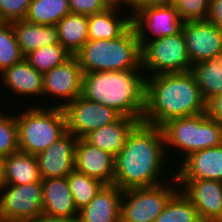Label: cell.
Segmentation results:
<instances>
[{
    "mask_svg": "<svg viewBox=\"0 0 222 222\" xmlns=\"http://www.w3.org/2000/svg\"><path fill=\"white\" fill-rule=\"evenodd\" d=\"M182 33L191 64L222 55V30L208 20L186 21Z\"/></svg>",
    "mask_w": 222,
    "mask_h": 222,
    "instance_id": "7c38bea8",
    "label": "cell"
},
{
    "mask_svg": "<svg viewBox=\"0 0 222 222\" xmlns=\"http://www.w3.org/2000/svg\"><path fill=\"white\" fill-rule=\"evenodd\" d=\"M74 56L83 73L142 69L141 44L132 25L118 38L88 40Z\"/></svg>",
    "mask_w": 222,
    "mask_h": 222,
    "instance_id": "277c9868",
    "label": "cell"
},
{
    "mask_svg": "<svg viewBox=\"0 0 222 222\" xmlns=\"http://www.w3.org/2000/svg\"><path fill=\"white\" fill-rule=\"evenodd\" d=\"M71 13L93 15L109 8L105 0H69Z\"/></svg>",
    "mask_w": 222,
    "mask_h": 222,
    "instance_id": "e575fe53",
    "label": "cell"
},
{
    "mask_svg": "<svg viewBox=\"0 0 222 222\" xmlns=\"http://www.w3.org/2000/svg\"><path fill=\"white\" fill-rule=\"evenodd\" d=\"M142 70L149 76L191 71L186 42L182 30L171 36L146 42L141 47Z\"/></svg>",
    "mask_w": 222,
    "mask_h": 222,
    "instance_id": "ba28073f",
    "label": "cell"
},
{
    "mask_svg": "<svg viewBox=\"0 0 222 222\" xmlns=\"http://www.w3.org/2000/svg\"><path fill=\"white\" fill-rule=\"evenodd\" d=\"M167 159L161 127L140 122L115 156L113 184L121 190L162 184L169 180L161 177Z\"/></svg>",
    "mask_w": 222,
    "mask_h": 222,
    "instance_id": "6da1fadb",
    "label": "cell"
},
{
    "mask_svg": "<svg viewBox=\"0 0 222 222\" xmlns=\"http://www.w3.org/2000/svg\"><path fill=\"white\" fill-rule=\"evenodd\" d=\"M146 77L145 111L142 122L161 127L167 121L205 113L203 98L191 71Z\"/></svg>",
    "mask_w": 222,
    "mask_h": 222,
    "instance_id": "7a4b0ae2",
    "label": "cell"
},
{
    "mask_svg": "<svg viewBox=\"0 0 222 222\" xmlns=\"http://www.w3.org/2000/svg\"><path fill=\"white\" fill-rule=\"evenodd\" d=\"M123 190L104 185L93 200L78 212V222H120Z\"/></svg>",
    "mask_w": 222,
    "mask_h": 222,
    "instance_id": "ac0fdd59",
    "label": "cell"
},
{
    "mask_svg": "<svg viewBox=\"0 0 222 222\" xmlns=\"http://www.w3.org/2000/svg\"><path fill=\"white\" fill-rule=\"evenodd\" d=\"M142 73V69L83 73L81 96L142 122L146 93Z\"/></svg>",
    "mask_w": 222,
    "mask_h": 222,
    "instance_id": "3957f363",
    "label": "cell"
},
{
    "mask_svg": "<svg viewBox=\"0 0 222 222\" xmlns=\"http://www.w3.org/2000/svg\"><path fill=\"white\" fill-rule=\"evenodd\" d=\"M43 214L42 181L25 185H3L0 190V220L29 222Z\"/></svg>",
    "mask_w": 222,
    "mask_h": 222,
    "instance_id": "9c48e42d",
    "label": "cell"
},
{
    "mask_svg": "<svg viewBox=\"0 0 222 222\" xmlns=\"http://www.w3.org/2000/svg\"><path fill=\"white\" fill-rule=\"evenodd\" d=\"M71 55L60 43L47 45L25 56L29 64L38 72L45 73L56 66L64 64Z\"/></svg>",
    "mask_w": 222,
    "mask_h": 222,
    "instance_id": "f1b7e54d",
    "label": "cell"
},
{
    "mask_svg": "<svg viewBox=\"0 0 222 222\" xmlns=\"http://www.w3.org/2000/svg\"><path fill=\"white\" fill-rule=\"evenodd\" d=\"M32 0H0V22L25 19Z\"/></svg>",
    "mask_w": 222,
    "mask_h": 222,
    "instance_id": "836d02e7",
    "label": "cell"
},
{
    "mask_svg": "<svg viewBox=\"0 0 222 222\" xmlns=\"http://www.w3.org/2000/svg\"><path fill=\"white\" fill-rule=\"evenodd\" d=\"M119 8L110 6L102 12L88 16V40L115 39L131 26V13L121 17Z\"/></svg>",
    "mask_w": 222,
    "mask_h": 222,
    "instance_id": "cb8c5ba5",
    "label": "cell"
},
{
    "mask_svg": "<svg viewBox=\"0 0 222 222\" xmlns=\"http://www.w3.org/2000/svg\"><path fill=\"white\" fill-rule=\"evenodd\" d=\"M69 13V0H32L25 20L40 25L56 26Z\"/></svg>",
    "mask_w": 222,
    "mask_h": 222,
    "instance_id": "4316f807",
    "label": "cell"
},
{
    "mask_svg": "<svg viewBox=\"0 0 222 222\" xmlns=\"http://www.w3.org/2000/svg\"><path fill=\"white\" fill-rule=\"evenodd\" d=\"M140 123L136 118L122 116L118 121L90 131L83 138L114 157L126 144L132 130Z\"/></svg>",
    "mask_w": 222,
    "mask_h": 222,
    "instance_id": "44dd1931",
    "label": "cell"
},
{
    "mask_svg": "<svg viewBox=\"0 0 222 222\" xmlns=\"http://www.w3.org/2000/svg\"><path fill=\"white\" fill-rule=\"evenodd\" d=\"M3 185H25L42 181L35 155L17 151L2 160Z\"/></svg>",
    "mask_w": 222,
    "mask_h": 222,
    "instance_id": "603a6c76",
    "label": "cell"
},
{
    "mask_svg": "<svg viewBox=\"0 0 222 222\" xmlns=\"http://www.w3.org/2000/svg\"><path fill=\"white\" fill-rule=\"evenodd\" d=\"M183 22L207 20L210 0H174L173 3Z\"/></svg>",
    "mask_w": 222,
    "mask_h": 222,
    "instance_id": "d6a6232c",
    "label": "cell"
},
{
    "mask_svg": "<svg viewBox=\"0 0 222 222\" xmlns=\"http://www.w3.org/2000/svg\"><path fill=\"white\" fill-rule=\"evenodd\" d=\"M154 222H202L194 205L179 190Z\"/></svg>",
    "mask_w": 222,
    "mask_h": 222,
    "instance_id": "f546056e",
    "label": "cell"
},
{
    "mask_svg": "<svg viewBox=\"0 0 222 222\" xmlns=\"http://www.w3.org/2000/svg\"><path fill=\"white\" fill-rule=\"evenodd\" d=\"M207 115L222 125V94L211 98L207 102Z\"/></svg>",
    "mask_w": 222,
    "mask_h": 222,
    "instance_id": "d590c367",
    "label": "cell"
},
{
    "mask_svg": "<svg viewBox=\"0 0 222 222\" xmlns=\"http://www.w3.org/2000/svg\"><path fill=\"white\" fill-rule=\"evenodd\" d=\"M109 6L122 7V5L129 6L130 0H105Z\"/></svg>",
    "mask_w": 222,
    "mask_h": 222,
    "instance_id": "ab89813d",
    "label": "cell"
},
{
    "mask_svg": "<svg viewBox=\"0 0 222 222\" xmlns=\"http://www.w3.org/2000/svg\"><path fill=\"white\" fill-rule=\"evenodd\" d=\"M82 76L78 59L72 56L64 64L43 73V97H59V101L61 98L62 103L57 101L55 107L64 108L81 95Z\"/></svg>",
    "mask_w": 222,
    "mask_h": 222,
    "instance_id": "4fadbf2b",
    "label": "cell"
},
{
    "mask_svg": "<svg viewBox=\"0 0 222 222\" xmlns=\"http://www.w3.org/2000/svg\"><path fill=\"white\" fill-rule=\"evenodd\" d=\"M42 184L43 214L77 219L79 210L75 206L67 176L43 179Z\"/></svg>",
    "mask_w": 222,
    "mask_h": 222,
    "instance_id": "d6986e66",
    "label": "cell"
},
{
    "mask_svg": "<svg viewBox=\"0 0 222 222\" xmlns=\"http://www.w3.org/2000/svg\"><path fill=\"white\" fill-rule=\"evenodd\" d=\"M173 3H174V0H130L129 10L133 15L135 12H138L145 7L170 5Z\"/></svg>",
    "mask_w": 222,
    "mask_h": 222,
    "instance_id": "74e56055",
    "label": "cell"
},
{
    "mask_svg": "<svg viewBox=\"0 0 222 222\" xmlns=\"http://www.w3.org/2000/svg\"><path fill=\"white\" fill-rule=\"evenodd\" d=\"M75 170L100 180L105 185L114 182L115 157L78 138L75 147Z\"/></svg>",
    "mask_w": 222,
    "mask_h": 222,
    "instance_id": "2e32d148",
    "label": "cell"
},
{
    "mask_svg": "<svg viewBox=\"0 0 222 222\" xmlns=\"http://www.w3.org/2000/svg\"><path fill=\"white\" fill-rule=\"evenodd\" d=\"M215 222H222V212Z\"/></svg>",
    "mask_w": 222,
    "mask_h": 222,
    "instance_id": "b9f144b4",
    "label": "cell"
},
{
    "mask_svg": "<svg viewBox=\"0 0 222 222\" xmlns=\"http://www.w3.org/2000/svg\"><path fill=\"white\" fill-rule=\"evenodd\" d=\"M182 24L183 21L173 4L145 7L131 15V25L141 47L146 42L179 33Z\"/></svg>",
    "mask_w": 222,
    "mask_h": 222,
    "instance_id": "30bf717a",
    "label": "cell"
},
{
    "mask_svg": "<svg viewBox=\"0 0 222 222\" xmlns=\"http://www.w3.org/2000/svg\"><path fill=\"white\" fill-rule=\"evenodd\" d=\"M207 20L222 30V0H210Z\"/></svg>",
    "mask_w": 222,
    "mask_h": 222,
    "instance_id": "8d00e7d4",
    "label": "cell"
},
{
    "mask_svg": "<svg viewBox=\"0 0 222 222\" xmlns=\"http://www.w3.org/2000/svg\"><path fill=\"white\" fill-rule=\"evenodd\" d=\"M0 110V159L19 151L18 124L16 116Z\"/></svg>",
    "mask_w": 222,
    "mask_h": 222,
    "instance_id": "1f68e13d",
    "label": "cell"
},
{
    "mask_svg": "<svg viewBox=\"0 0 222 222\" xmlns=\"http://www.w3.org/2000/svg\"><path fill=\"white\" fill-rule=\"evenodd\" d=\"M24 58L11 22H0V73Z\"/></svg>",
    "mask_w": 222,
    "mask_h": 222,
    "instance_id": "4dcf8cb0",
    "label": "cell"
},
{
    "mask_svg": "<svg viewBox=\"0 0 222 222\" xmlns=\"http://www.w3.org/2000/svg\"><path fill=\"white\" fill-rule=\"evenodd\" d=\"M63 110L67 131L77 138H83L90 131L114 123L122 117L116 110L92 102L81 95L67 104Z\"/></svg>",
    "mask_w": 222,
    "mask_h": 222,
    "instance_id": "8fae6325",
    "label": "cell"
},
{
    "mask_svg": "<svg viewBox=\"0 0 222 222\" xmlns=\"http://www.w3.org/2000/svg\"><path fill=\"white\" fill-rule=\"evenodd\" d=\"M0 76L3 86L19 97H43V73L38 72L25 58L5 69Z\"/></svg>",
    "mask_w": 222,
    "mask_h": 222,
    "instance_id": "ffe728a7",
    "label": "cell"
},
{
    "mask_svg": "<svg viewBox=\"0 0 222 222\" xmlns=\"http://www.w3.org/2000/svg\"><path fill=\"white\" fill-rule=\"evenodd\" d=\"M75 206L78 210L89 204L105 185L100 180L89 177L76 170L67 176Z\"/></svg>",
    "mask_w": 222,
    "mask_h": 222,
    "instance_id": "83f0119b",
    "label": "cell"
},
{
    "mask_svg": "<svg viewBox=\"0 0 222 222\" xmlns=\"http://www.w3.org/2000/svg\"><path fill=\"white\" fill-rule=\"evenodd\" d=\"M11 24L24 56L41 47L59 43L56 26L35 24L25 19L12 21Z\"/></svg>",
    "mask_w": 222,
    "mask_h": 222,
    "instance_id": "7402d4cb",
    "label": "cell"
},
{
    "mask_svg": "<svg viewBox=\"0 0 222 222\" xmlns=\"http://www.w3.org/2000/svg\"><path fill=\"white\" fill-rule=\"evenodd\" d=\"M78 138L66 132L36 155L42 180L66 177L75 170V147Z\"/></svg>",
    "mask_w": 222,
    "mask_h": 222,
    "instance_id": "9a60e30c",
    "label": "cell"
},
{
    "mask_svg": "<svg viewBox=\"0 0 222 222\" xmlns=\"http://www.w3.org/2000/svg\"><path fill=\"white\" fill-rule=\"evenodd\" d=\"M3 186V168H2V160L0 159V190Z\"/></svg>",
    "mask_w": 222,
    "mask_h": 222,
    "instance_id": "60d3db41",
    "label": "cell"
},
{
    "mask_svg": "<svg viewBox=\"0 0 222 222\" xmlns=\"http://www.w3.org/2000/svg\"><path fill=\"white\" fill-rule=\"evenodd\" d=\"M179 190L194 205L202 222H215L222 212V182L177 180ZM182 186V187H181Z\"/></svg>",
    "mask_w": 222,
    "mask_h": 222,
    "instance_id": "5bb4252c",
    "label": "cell"
},
{
    "mask_svg": "<svg viewBox=\"0 0 222 222\" xmlns=\"http://www.w3.org/2000/svg\"><path fill=\"white\" fill-rule=\"evenodd\" d=\"M59 43L75 55L88 41V16L69 13L57 24Z\"/></svg>",
    "mask_w": 222,
    "mask_h": 222,
    "instance_id": "d4e9b609",
    "label": "cell"
},
{
    "mask_svg": "<svg viewBox=\"0 0 222 222\" xmlns=\"http://www.w3.org/2000/svg\"><path fill=\"white\" fill-rule=\"evenodd\" d=\"M167 157L169 147L177 149L183 160L190 154L222 144V125L207 115L179 117L161 126ZM168 148V150H167ZM182 152V153H180Z\"/></svg>",
    "mask_w": 222,
    "mask_h": 222,
    "instance_id": "8992f818",
    "label": "cell"
},
{
    "mask_svg": "<svg viewBox=\"0 0 222 222\" xmlns=\"http://www.w3.org/2000/svg\"><path fill=\"white\" fill-rule=\"evenodd\" d=\"M179 166V170L177 168V172H174L177 180L222 182V144L190 154Z\"/></svg>",
    "mask_w": 222,
    "mask_h": 222,
    "instance_id": "e0dca14e",
    "label": "cell"
},
{
    "mask_svg": "<svg viewBox=\"0 0 222 222\" xmlns=\"http://www.w3.org/2000/svg\"><path fill=\"white\" fill-rule=\"evenodd\" d=\"M29 222H78L77 219L65 218V217H51L45 214L32 219Z\"/></svg>",
    "mask_w": 222,
    "mask_h": 222,
    "instance_id": "f35d334b",
    "label": "cell"
},
{
    "mask_svg": "<svg viewBox=\"0 0 222 222\" xmlns=\"http://www.w3.org/2000/svg\"><path fill=\"white\" fill-rule=\"evenodd\" d=\"M178 191L175 174L169 181L153 187L123 190L120 222H154Z\"/></svg>",
    "mask_w": 222,
    "mask_h": 222,
    "instance_id": "52a82bcc",
    "label": "cell"
},
{
    "mask_svg": "<svg viewBox=\"0 0 222 222\" xmlns=\"http://www.w3.org/2000/svg\"><path fill=\"white\" fill-rule=\"evenodd\" d=\"M191 72L207 102L222 94V55L193 64Z\"/></svg>",
    "mask_w": 222,
    "mask_h": 222,
    "instance_id": "484cf974",
    "label": "cell"
},
{
    "mask_svg": "<svg viewBox=\"0 0 222 222\" xmlns=\"http://www.w3.org/2000/svg\"><path fill=\"white\" fill-rule=\"evenodd\" d=\"M38 105L16 115L19 151L35 156L67 132L63 108Z\"/></svg>",
    "mask_w": 222,
    "mask_h": 222,
    "instance_id": "5b68a950",
    "label": "cell"
}]
</instances>
